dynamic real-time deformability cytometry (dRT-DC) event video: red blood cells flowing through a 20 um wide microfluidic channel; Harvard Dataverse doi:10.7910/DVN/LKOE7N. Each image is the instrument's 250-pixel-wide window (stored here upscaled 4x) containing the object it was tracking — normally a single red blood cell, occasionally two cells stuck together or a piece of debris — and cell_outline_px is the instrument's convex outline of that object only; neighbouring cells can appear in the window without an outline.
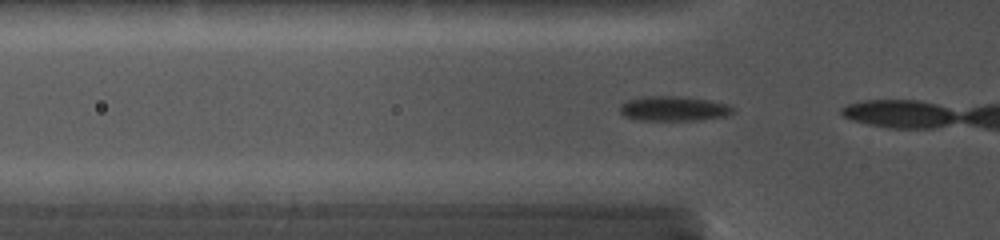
{"species": "common noctule bat (a hibernating species)", "species_latin": "Nyctalus noctula", "temperature_condition": "cold", "stored_images_in_passage": 5, "camera_frame_rate_fps": 5000, "um_per_image_px": 0.085, "animal": {"sex": "female", "body_mass_g": 19.0, "forearm_length_mm": 56.7}, "frame": {"image": 1, "passage_image": 4, "time_ms": 1.0, "image_size_px": [1000, 240], "cell_outline_px": [[732, 112], [724, 116], [696, 120], [640, 120], [624, 116], [620, 112], [620, 108], [624, 104], [632, 100], [648, 96], [672, 96], [704, 100], [724, 104], [732, 108]], "centroid_in_image_um": [57.22, 9.25], "position_along_channel_um": 68.6, "area_um2": 15.49}}